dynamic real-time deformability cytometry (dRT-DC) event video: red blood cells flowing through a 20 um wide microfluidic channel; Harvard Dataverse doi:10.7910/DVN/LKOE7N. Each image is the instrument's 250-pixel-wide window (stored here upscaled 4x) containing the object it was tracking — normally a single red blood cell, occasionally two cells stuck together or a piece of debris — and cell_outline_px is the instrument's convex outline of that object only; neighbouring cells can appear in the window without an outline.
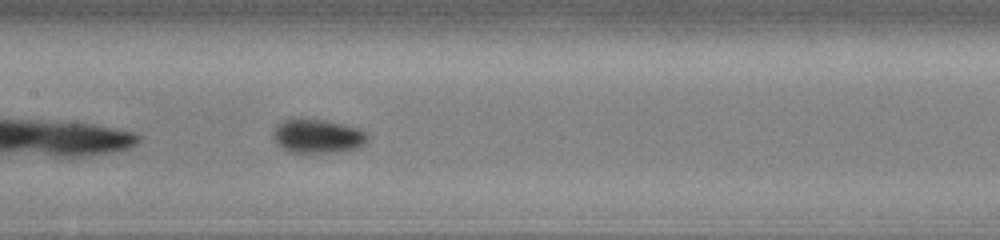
{"species": "common noctule bat (a hibernating species)", "species_latin": "Nyctalus noctula", "temperature_condition": "cold", "stored_images_in_passage": 19, "camera_frame_rate_fps": 3000, "um_per_image_px": 0.085, "animal": {"sex": "male", "body_mass_g": 13.0, "forearm_length_mm": 53.1}, "frame": {"image": 1, "passage_image": 11, "time_ms": 3.333, "image_size_px": [1000, 240], "cell_outline_px": [[368, 140], [360, 148], [332, 152], [288, 152], [280, 148], [276, 144], [272, 136], [272, 132], [284, 120], [324, 120], [344, 124], [356, 128], [364, 132], [368, 136]], "centroid_in_image_um": [26.99, 11.6], "position_along_channel_um": 180.4, "area_um2": 18.38}}
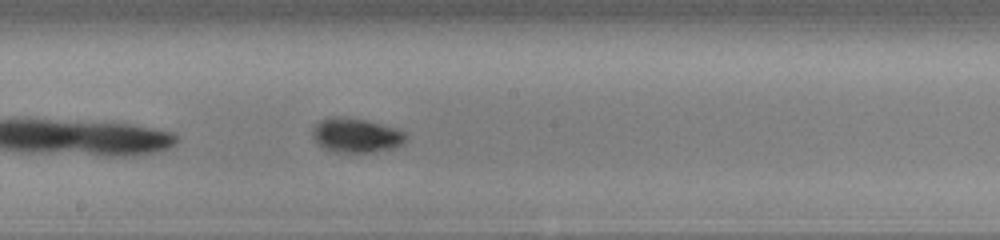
{"frame": {"image": 2, "passage_image": 14, "time_ms": 4.333, "image_size_px": [1000, 240], "cell_outline_px": [[404, 144], [396, 148], [356, 156], [332, 152], [316, 144], [312, 136], [312, 128], [320, 120], [332, 116], [340, 116], [364, 120], [396, 128], [404, 132]], "centroid_in_image_um": [30.22, 11.57], "position_along_channel_um": 218.0, "area_um2": 19.48}}